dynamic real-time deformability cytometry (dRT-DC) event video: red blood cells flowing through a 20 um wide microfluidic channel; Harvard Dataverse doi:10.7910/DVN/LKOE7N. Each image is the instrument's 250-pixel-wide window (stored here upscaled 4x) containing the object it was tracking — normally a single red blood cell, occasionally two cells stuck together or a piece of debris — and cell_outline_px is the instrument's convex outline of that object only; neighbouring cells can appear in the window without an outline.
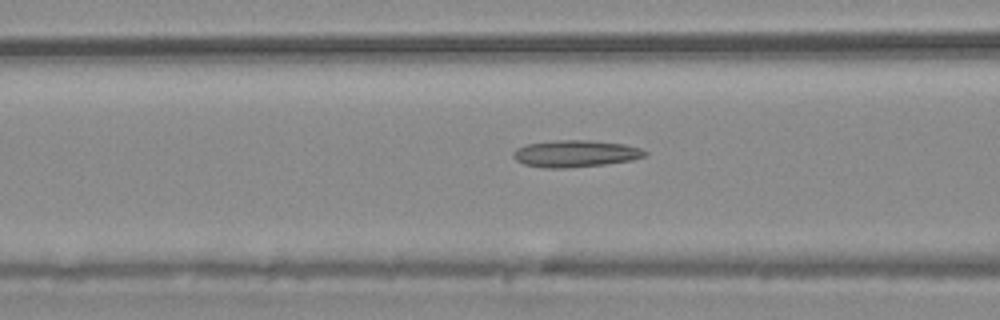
{"species": "common noctule bat (a hibernating species)", "species_latin": "Nyctalus noctula", "temperature_condition": "warm", "stored_images_in_passage": 45, "camera_frame_rate_fps": 3000, "um_per_image_px": 0.085, "animal": {"sex": "male", "body_mass_g": 20.4}, "frame": {"image": 1, "passage_image": 14, "time_ms": 4.333, "image_size_px": [1000, 320], "cell_outline_px": [[648, 156], [632, 160], [604, 164], [568, 168], [544, 168], [524, 164], [516, 160], [512, 156], [512, 152], [516, 148], [528, 144], [556, 140], [592, 140], [624, 144], [640, 148], [648, 152]], "centroid_in_image_um": [48.92, 13.06], "position_along_channel_um": 117.7, "area_um2": 20.75}}
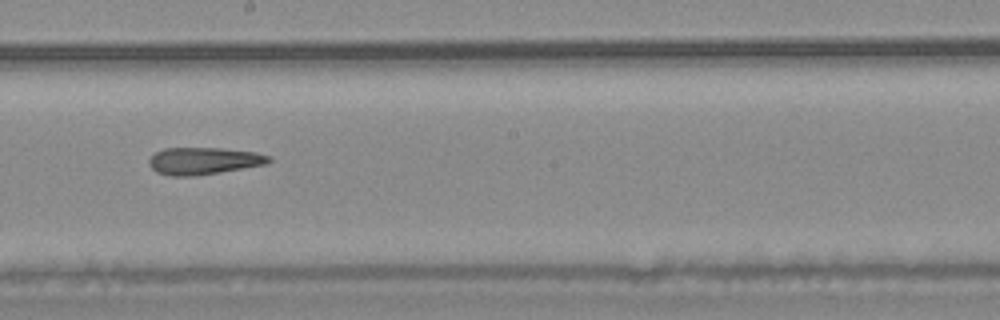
{"frame": {"image": 2, "passage_image": 23, "time_ms": 7.333, "image_size_px": [1000, 320], "cell_outline_px": [[272, 160], [268, 164], [196, 176], [168, 176], [156, 172], [148, 164], [148, 160], [156, 152], [164, 148], [220, 148], [256, 152], [272, 156]], "centroid_in_image_um": [17.33, 13.68], "position_along_channel_um": 230.9, "area_um2": 19.13}}
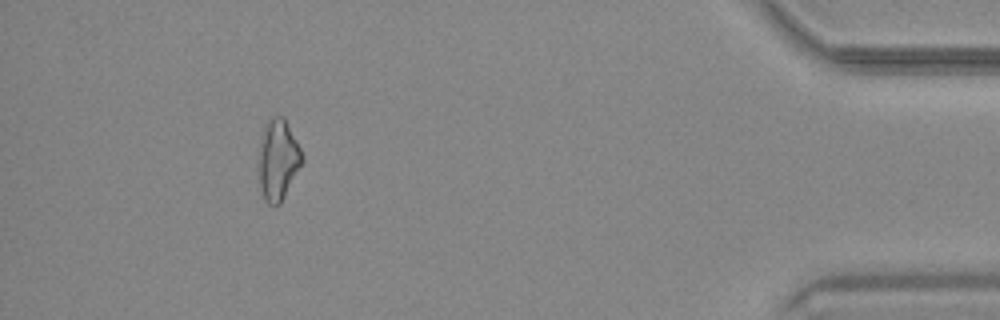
{"frame": {"image": 3, "passage_image": 42, "time_ms": 13.667, "image_size_px": [1000, 320], "cell_outline_px": [[304, 160], [280, 204], [268, 204], [264, 200], [260, 184], [260, 136], [268, 120], [272, 116], [284, 116], [304, 156]], "centroid_in_image_um": [23.65, 13.56], "position_along_channel_um": 411.6, "area_um2": 20.11}, "authors_computed_cell_mechanics": {"area_um2": 19.5364, "velocity_mm_per_s": 3.7697, "shape_relaxation_time_tau1_ms": null, "shape_relaxation_time_tau2_ms": 8.807, "deformation_change_tau1": null, "deformation_change_tau2": 0.2463}}